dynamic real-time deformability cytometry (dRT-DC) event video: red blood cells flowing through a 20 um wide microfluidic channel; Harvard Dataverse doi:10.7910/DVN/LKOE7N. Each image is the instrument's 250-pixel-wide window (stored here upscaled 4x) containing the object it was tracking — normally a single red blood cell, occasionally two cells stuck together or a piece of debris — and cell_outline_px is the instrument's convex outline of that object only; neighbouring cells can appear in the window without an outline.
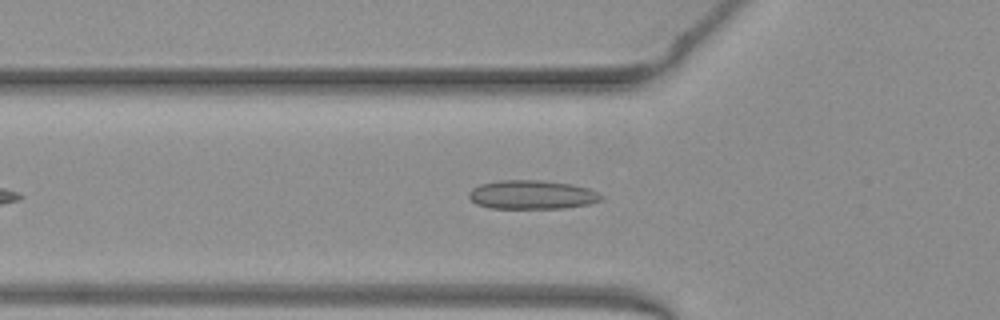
{"species": "common noctule bat (a hibernating species)", "species_latin": "Nyctalus noctula", "temperature_condition": "warm", "stored_images_in_passage": 33, "camera_frame_rate_fps": 3000, "um_per_image_px": 0.085, "animal": {"sex": "female", "body_mass_g": 19.3, "forearm_length_mm": 54.1}, "frame": {"image": 1, "passage_image": 2, "time_ms": 0.333, "image_size_px": [1000, 320], "cell_outline_px": [[604, 200], [588, 204], [564, 208], [488, 208], [476, 204], [468, 196], [468, 192], [472, 188], [480, 184], [500, 180], [536, 180], [572, 184], [588, 188], [604, 196]], "centroid_in_image_um": [45.21, 16.55], "position_along_channel_um": 80.6, "area_um2": 22.31}}
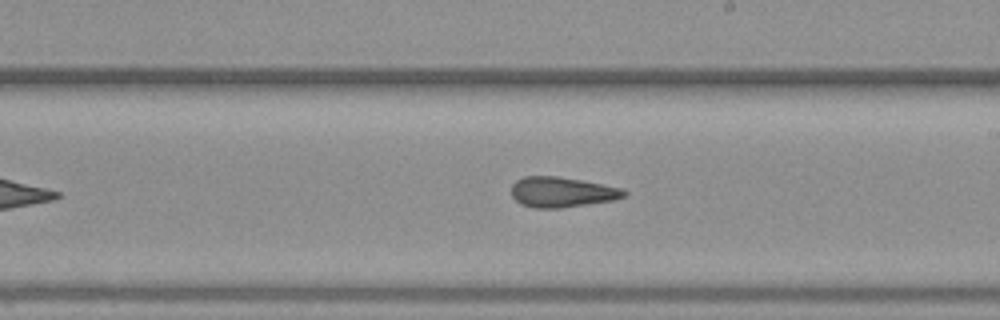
{"frame": {"image": 2, "passage_image": 14, "time_ms": 4.333, "image_size_px": [1000, 320], "cell_outline_px": [[628, 192], [624, 196], [612, 200], [560, 208], [532, 208], [520, 204], [512, 196], [512, 184], [516, 180], [524, 176], [556, 176], [580, 180], [624, 188]], "centroid_in_image_um": [47.73, 16.33], "position_along_channel_um": 241.3, "area_um2": 19.83}}
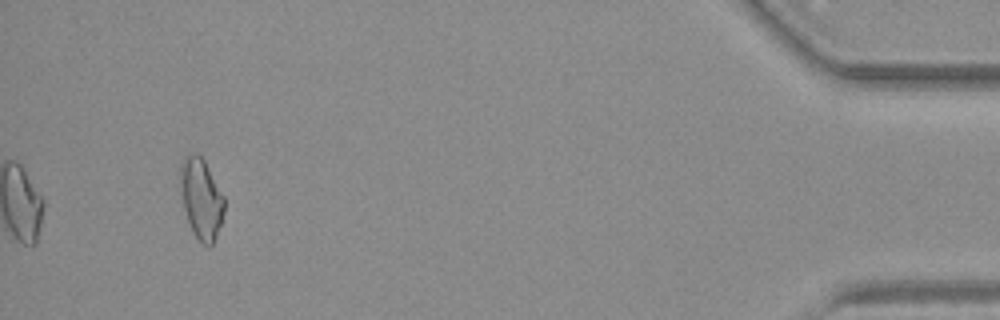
{"frame": {"image": 3, "passage_image": 33, "time_ms": 10.667, "image_size_px": [1000, 320], "cell_outline_px": [[224, 212], [216, 236], [212, 244], [208, 248], [192, 232], [184, 208], [180, 180], [180, 164], [184, 156], [196, 152], [204, 160], [224, 196]], "centroid_in_image_um": [17.1, 16.86], "position_along_channel_um": 418.1, "area_um2": 20.35}, "authors_computed_cell_mechanics": {"area_um2": 20.0566, "velocity_mm_per_s": 4.0067, "shape_relaxation_time_tau1_ms": null, "shape_relaxation_time_tau2_ms": 2.5566, "deformation_change_tau1": null, "deformation_change_tau2": 0.0929}}